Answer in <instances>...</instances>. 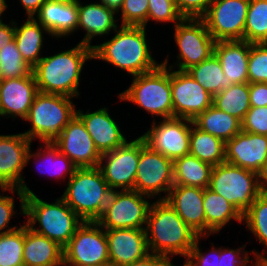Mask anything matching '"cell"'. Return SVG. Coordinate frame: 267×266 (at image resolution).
<instances>
[{"label": "cell", "mask_w": 267, "mask_h": 266, "mask_svg": "<svg viewBox=\"0 0 267 266\" xmlns=\"http://www.w3.org/2000/svg\"><path fill=\"white\" fill-rule=\"evenodd\" d=\"M189 153L203 162L216 166L225 162V142L200 130L192 123Z\"/></svg>", "instance_id": "34"}, {"label": "cell", "mask_w": 267, "mask_h": 266, "mask_svg": "<svg viewBox=\"0 0 267 266\" xmlns=\"http://www.w3.org/2000/svg\"><path fill=\"white\" fill-rule=\"evenodd\" d=\"M77 168L97 167L101 153L86 130L82 120L76 115L53 142Z\"/></svg>", "instance_id": "19"}, {"label": "cell", "mask_w": 267, "mask_h": 266, "mask_svg": "<svg viewBox=\"0 0 267 266\" xmlns=\"http://www.w3.org/2000/svg\"><path fill=\"white\" fill-rule=\"evenodd\" d=\"M247 228L250 235L248 243L254 238L262 250H250L256 259L267 257V194L261 193L243 214L242 226ZM250 236L252 240L250 239ZM258 250V251H257Z\"/></svg>", "instance_id": "31"}, {"label": "cell", "mask_w": 267, "mask_h": 266, "mask_svg": "<svg viewBox=\"0 0 267 266\" xmlns=\"http://www.w3.org/2000/svg\"><path fill=\"white\" fill-rule=\"evenodd\" d=\"M139 135L153 151L174 161L189 154L193 120L185 118L156 119Z\"/></svg>", "instance_id": "13"}, {"label": "cell", "mask_w": 267, "mask_h": 266, "mask_svg": "<svg viewBox=\"0 0 267 266\" xmlns=\"http://www.w3.org/2000/svg\"><path fill=\"white\" fill-rule=\"evenodd\" d=\"M25 196L26 194L19 188H0V235L11 232L23 224L24 220L18 221L19 224H12V220L18 218V216H25ZM15 199H18L20 203L18 204L19 209H16L15 203L18 201H15Z\"/></svg>", "instance_id": "37"}, {"label": "cell", "mask_w": 267, "mask_h": 266, "mask_svg": "<svg viewBox=\"0 0 267 266\" xmlns=\"http://www.w3.org/2000/svg\"><path fill=\"white\" fill-rule=\"evenodd\" d=\"M110 266H122L149 254L145 229L120 228L105 230Z\"/></svg>", "instance_id": "24"}, {"label": "cell", "mask_w": 267, "mask_h": 266, "mask_svg": "<svg viewBox=\"0 0 267 266\" xmlns=\"http://www.w3.org/2000/svg\"><path fill=\"white\" fill-rule=\"evenodd\" d=\"M209 188L227 199L242 214L261 194L256 172L227 162L213 166Z\"/></svg>", "instance_id": "9"}, {"label": "cell", "mask_w": 267, "mask_h": 266, "mask_svg": "<svg viewBox=\"0 0 267 266\" xmlns=\"http://www.w3.org/2000/svg\"><path fill=\"white\" fill-rule=\"evenodd\" d=\"M248 83H267V43L251 44Z\"/></svg>", "instance_id": "43"}, {"label": "cell", "mask_w": 267, "mask_h": 266, "mask_svg": "<svg viewBox=\"0 0 267 266\" xmlns=\"http://www.w3.org/2000/svg\"><path fill=\"white\" fill-rule=\"evenodd\" d=\"M130 139L121 147L103 153L99 169L112 190H133L140 159V136Z\"/></svg>", "instance_id": "14"}, {"label": "cell", "mask_w": 267, "mask_h": 266, "mask_svg": "<svg viewBox=\"0 0 267 266\" xmlns=\"http://www.w3.org/2000/svg\"><path fill=\"white\" fill-rule=\"evenodd\" d=\"M34 18L49 31L54 43L59 38L68 40L78 33V0H47Z\"/></svg>", "instance_id": "22"}, {"label": "cell", "mask_w": 267, "mask_h": 266, "mask_svg": "<svg viewBox=\"0 0 267 266\" xmlns=\"http://www.w3.org/2000/svg\"><path fill=\"white\" fill-rule=\"evenodd\" d=\"M148 4L149 0H124L117 13L119 24L147 28Z\"/></svg>", "instance_id": "44"}, {"label": "cell", "mask_w": 267, "mask_h": 266, "mask_svg": "<svg viewBox=\"0 0 267 266\" xmlns=\"http://www.w3.org/2000/svg\"><path fill=\"white\" fill-rule=\"evenodd\" d=\"M39 196L36 192L25 196L24 223L64 248L84 221L60 196L51 202Z\"/></svg>", "instance_id": "4"}, {"label": "cell", "mask_w": 267, "mask_h": 266, "mask_svg": "<svg viewBox=\"0 0 267 266\" xmlns=\"http://www.w3.org/2000/svg\"><path fill=\"white\" fill-rule=\"evenodd\" d=\"M64 264L110 266L105 229L96 221H84L63 248Z\"/></svg>", "instance_id": "11"}, {"label": "cell", "mask_w": 267, "mask_h": 266, "mask_svg": "<svg viewBox=\"0 0 267 266\" xmlns=\"http://www.w3.org/2000/svg\"><path fill=\"white\" fill-rule=\"evenodd\" d=\"M243 40L251 44L267 43V0H250Z\"/></svg>", "instance_id": "38"}, {"label": "cell", "mask_w": 267, "mask_h": 266, "mask_svg": "<svg viewBox=\"0 0 267 266\" xmlns=\"http://www.w3.org/2000/svg\"><path fill=\"white\" fill-rule=\"evenodd\" d=\"M173 117L194 120L212 105L211 96L187 71L170 68Z\"/></svg>", "instance_id": "17"}, {"label": "cell", "mask_w": 267, "mask_h": 266, "mask_svg": "<svg viewBox=\"0 0 267 266\" xmlns=\"http://www.w3.org/2000/svg\"><path fill=\"white\" fill-rule=\"evenodd\" d=\"M204 239L209 238L208 236H199L196 239L190 253L181 261L183 262L182 266H219L220 246H216L215 242H210L211 247L204 251L202 249L204 246H201Z\"/></svg>", "instance_id": "42"}, {"label": "cell", "mask_w": 267, "mask_h": 266, "mask_svg": "<svg viewBox=\"0 0 267 266\" xmlns=\"http://www.w3.org/2000/svg\"><path fill=\"white\" fill-rule=\"evenodd\" d=\"M213 166L190 153L173 161L174 185L207 188Z\"/></svg>", "instance_id": "33"}, {"label": "cell", "mask_w": 267, "mask_h": 266, "mask_svg": "<svg viewBox=\"0 0 267 266\" xmlns=\"http://www.w3.org/2000/svg\"><path fill=\"white\" fill-rule=\"evenodd\" d=\"M251 107L267 106V83H249Z\"/></svg>", "instance_id": "48"}, {"label": "cell", "mask_w": 267, "mask_h": 266, "mask_svg": "<svg viewBox=\"0 0 267 266\" xmlns=\"http://www.w3.org/2000/svg\"><path fill=\"white\" fill-rule=\"evenodd\" d=\"M153 199L135 190H113L101 217L96 221L105 230L145 229Z\"/></svg>", "instance_id": "10"}, {"label": "cell", "mask_w": 267, "mask_h": 266, "mask_svg": "<svg viewBox=\"0 0 267 266\" xmlns=\"http://www.w3.org/2000/svg\"><path fill=\"white\" fill-rule=\"evenodd\" d=\"M23 262L24 266H58L64 263L63 247L24 223Z\"/></svg>", "instance_id": "30"}, {"label": "cell", "mask_w": 267, "mask_h": 266, "mask_svg": "<svg viewBox=\"0 0 267 266\" xmlns=\"http://www.w3.org/2000/svg\"><path fill=\"white\" fill-rule=\"evenodd\" d=\"M182 19L183 16L178 12L174 0H149L147 29L151 28L153 22V25L161 24V26L170 23L174 27Z\"/></svg>", "instance_id": "41"}, {"label": "cell", "mask_w": 267, "mask_h": 266, "mask_svg": "<svg viewBox=\"0 0 267 266\" xmlns=\"http://www.w3.org/2000/svg\"><path fill=\"white\" fill-rule=\"evenodd\" d=\"M245 243L233 248L220 245L219 266H256L257 259L246 249L248 241Z\"/></svg>", "instance_id": "45"}, {"label": "cell", "mask_w": 267, "mask_h": 266, "mask_svg": "<svg viewBox=\"0 0 267 266\" xmlns=\"http://www.w3.org/2000/svg\"><path fill=\"white\" fill-rule=\"evenodd\" d=\"M203 207L206 218V236L209 238L223 233L226 226L231 227L233 221L237 226H239L238 224L242 225L243 214L227 199L209 187L204 189Z\"/></svg>", "instance_id": "29"}, {"label": "cell", "mask_w": 267, "mask_h": 266, "mask_svg": "<svg viewBox=\"0 0 267 266\" xmlns=\"http://www.w3.org/2000/svg\"><path fill=\"white\" fill-rule=\"evenodd\" d=\"M267 159V135L241 131L225 142V162L258 172Z\"/></svg>", "instance_id": "23"}, {"label": "cell", "mask_w": 267, "mask_h": 266, "mask_svg": "<svg viewBox=\"0 0 267 266\" xmlns=\"http://www.w3.org/2000/svg\"><path fill=\"white\" fill-rule=\"evenodd\" d=\"M39 147V148H38ZM35 151L31 148L29 149L26 156V167L29 164L35 166V172L39 175L47 177L58 183V181L67 183V181L73 176L76 166L73 162L63 153L53 143H38ZM33 163H30V162ZM38 170V171H37Z\"/></svg>", "instance_id": "26"}, {"label": "cell", "mask_w": 267, "mask_h": 266, "mask_svg": "<svg viewBox=\"0 0 267 266\" xmlns=\"http://www.w3.org/2000/svg\"><path fill=\"white\" fill-rule=\"evenodd\" d=\"M126 90L117 93V102L133 104L144 114L151 115V121L173 118V100L170 83V68L160 64L156 69L132 76ZM139 107V108H138Z\"/></svg>", "instance_id": "5"}, {"label": "cell", "mask_w": 267, "mask_h": 266, "mask_svg": "<svg viewBox=\"0 0 267 266\" xmlns=\"http://www.w3.org/2000/svg\"><path fill=\"white\" fill-rule=\"evenodd\" d=\"M94 1V2H92ZM78 0V27L83 37L78 42L93 48V41L109 37L119 26L117 13L98 0Z\"/></svg>", "instance_id": "21"}, {"label": "cell", "mask_w": 267, "mask_h": 266, "mask_svg": "<svg viewBox=\"0 0 267 266\" xmlns=\"http://www.w3.org/2000/svg\"><path fill=\"white\" fill-rule=\"evenodd\" d=\"M76 115L84 123L86 130L90 134L98 151L103 154L123 146L129 139L127 131L121 127V121L115 119L109 111V106H100L96 110L86 108L78 109ZM121 124V126H120ZM123 129V130H122ZM126 132V133H125Z\"/></svg>", "instance_id": "18"}, {"label": "cell", "mask_w": 267, "mask_h": 266, "mask_svg": "<svg viewBox=\"0 0 267 266\" xmlns=\"http://www.w3.org/2000/svg\"><path fill=\"white\" fill-rule=\"evenodd\" d=\"M251 43L244 40L217 41L214 54L231 84L248 83V59Z\"/></svg>", "instance_id": "28"}, {"label": "cell", "mask_w": 267, "mask_h": 266, "mask_svg": "<svg viewBox=\"0 0 267 266\" xmlns=\"http://www.w3.org/2000/svg\"><path fill=\"white\" fill-rule=\"evenodd\" d=\"M26 18L34 17L47 0H17ZM25 10V11H24Z\"/></svg>", "instance_id": "51"}, {"label": "cell", "mask_w": 267, "mask_h": 266, "mask_svg": "<svg viewBox=\"0 0 267 266\" xmlns=\"http://www.w3.org/2000/svg\"><path fill=\"white\" fill-rule=\"evenodd\" d=\"M145 234L149 253L167 257L172 262L174 259V263L179 257L186 258L199 237L164 199L152 201Z\"/></svg>", "instance_id": "3"}, {"label": "cell", "mask_w": 267, "mask_h": 266, "mask_svg": "<svg viewBox=\"0 0 267 266\" xmlns=\"http://www.w3.org/2000/svg\"><path fill=\"white\" fill-rule=\"evenodd\" d=\"M250 0H214L202 17L217 41L243 40Z\"/></svg>", "instance_id": "16"}, {"label": "cell", "mask_w": 267, "mask_h": 266, "mask_svg": "<svg viewBox=\"0 0 267 266\" xmlns=\"http://www.w3.org/2000/svg\"><path fill=\"white\" fill-rule=\"evenodd\" d=\"M150 31L152 30L144 26L120 25L112 33L113 35H110L111 37L94 44L92 48L94 63L96 60L102 61L104 65L107 63L108 66L125 72L127 77L156 69L161 61H157L153 55L155 53L151 42L153 39L148 38Z\"/></svg>", "instance_id": "1"}, {"label": "cell", "mask_w": 267, "mask_h": 266, "mask_svg": "<svg viewBox=\"0 0 267 266\" xmlns=\"http://www.w3.org/2000/svg\"><path fill=\"white\" fill-rule=\"evenodd\" d=\"M7 1L8 0H0V21L7 17L6 11L8 12V9L10 7Z\"/></svg>", "instance_id": "54"}, {"label": "cell", "mask_w": 267, "mask_h": 266, "mask_svg": "<svg viewBox=\"0 0 267 266\" xmlns=\"http://www.w3.org/2000/svg\"><path fill=\"white\" fill-rule=\"evenodd\" d=\"M58 266H67L66 264H64V263H62V264H60V265H58Z\"/></svg>", "instance_id": "57"}, {"label": "cell", "mask_w": 267, "mask_h": 266, "mask_svg": "<svg viewBox=\"0 0 267 266\" xmlns=\"http://www.w3.org/2000/svg\"><path fill=\"white\" fill-rule=\"evenodd\" d=\"M242 122V131L267 135V106L250 107Z\"/></svg>", "instance_id": "46"}, {"label": "cell", "mask_w": 267, "mask_h": 266, "mask_svg": "<svg viewBox=\"0 0 267 266\" xmlns=\"http://www.w3.org/2000/svg\"><path fill=\"white\" fill-rule=\"evenodd\" d=\"M212 105L243 120L250 109L249 83L232 84L213 96Z\"/></svg>", "instance_id": "36"}, {"label": "cell", "mask_w": 267, "mask_h": 266, "mask_svg": "<svg viewBox=\"0 0 267 266\" xmlns=\"http://www.w3.org/2000/svg\"><path fill=\"white\" fill-rule=\"evenodd\" d=\"M38 92L33 72L22 78L4 79L0 83V121L5 118L23 122Z\"/></svg>", "instance_id": "20"}, {"label": "cell", "mask_w": 267, "mask_h": 266, "mask_svg": "<svg viewBox=\"0 0 267 266\" xmlns=\"http://www.w3.org/2000/svg\"><path fill=\"white\" fill-rule=\"evenodd\" d=\"M172 262L169 258L157 255L154 253H149L144 258L136 260L133 263L125 264L122 266H172Z\"/></svg>", "instance_id": "49"}, {"label": "cell", "mask_w": 267, "mask_h": 266, "mask_svg": "<svg viewBox=\"0 0 267 266\" xmlns=\"http://www.w3.org/2000/svg\"><path fill=\"white\" fill-rule=\"evenodd\" d=\"M173 185V161L153 151L140 137V159L133 190L160 200L167 197Z\"/></svg>", "instance_id": "12"}, {"label": "cell", "mask_w": 267, "mask_h": 266, "mask_svg": "<svg viewBox=\"0 0 267 266\" xmlns=\"http://www.w3.org/2000/svg\"><path fill=\"white\" fill-rule=\"evenodd\" d=\"M203 197L204 188L173 185L164 199L199 236H206Z\"/></svg>", "instance_id": "25"}, {"label": "cell", "mask_w": 267, "mask_h": 266, "mask_svg": "<svg viewBox=\"0 0 267 266\" xmlns=\"http://www.w3.org/2000/svg\"><path fill=\"white\" fill-rule=\"evenodd\" d=\"M0 64L4 79L26 77L29 76L33 70V68L23 60L15 40L0 49Z\"/></svg>", "instance_id": "40"}, {"label": "cell", "mask_w": 267, "mask_h": 266, "mask_svg": "<svg viewBox=\"0 0 267 266\" xmlns=\"http://www.w3.org/2000/svg\"><path fill=\"white\" fill-rule=\"evenodd\" d=\"M74 100L66 95L38 92L23 120L30 127L22 133L32 142L53 143L76 116Z\"/></svg>", "instance_id": "6"}, {"label": "cell", "mask_w": 267, "mask_h": 266, "mask_svg": "<svg viewBox=\"0 0 267 266\" xmlns=\"http://www.w3.org/2000/svg\"><path fill=\"white\" fill-rule=\"evenodd\" d=\"M61 48L62 50L57 53H46L33 67L38 91L80 99L81 82L85 81L81 77L84 75L83 70L86 69L87 62L93 60L92 47L77 42L67 49Z\"/></svg>", "instance_id": "2"}, {"label": "cell", "mask_w": 267, "mask_h": 266, "mask_svg": "<svg viewBox=\"0 0 267 266\" xmlns=\"http://www.w3.org/2000/svg\"><path fill=\"white\" fill-rule=\"evenodd\" d=\"M211 96L232 85L224 75L222 66L213 53L209 58L186 70Z\"/></svg>", "instance_id": "35"}, {"label": "cell", "mask_w": 267, "mask_h": 266, "mask_svg": "<svg viewBox=\"0 0 267 266\" xmlns=\"http://www.w3.org/2000/svg\"><path fill=\"white\" fill-rule=\"evenodd\" d=\"M10 19L11 21L7 20V18L0 21V49L14 40L15 19Z\"/></svg>", "instance_id": "50"}, {"label": "cell", "mask_w": 267, "mask_h": 266, "mask_svg": "<svg viewBox=\"0 0 267 266\" xmlns=\"http://www.w3.org/2000/svg\"><path fill=\"white\" fill-rule=\"evenodd\" d=\"M63 185L60 197L83 221H97L113 191L98 166L76 168Z\"/></svg>", "instance_id": "7"}, {"label": "cell", "mask_w": 267, "mask_h": 266, "mask_svg": "<svg viewBox=\"0 0 267 266\" xmlns=\"http://www.w3.org/2000/svg\"><path fill=\"white\" fill-rule=\"evenodd\" d=\"M32 143L22 132L0 134V188H19L26 195L35 193L23 176Z\"/></svg>", "instance_id": "15"}, {"label": "cell", "mask_w": 267, "mask_h": 266, "mask_svg": "<svg viewBox=\"0 0 267 266\" xmlns=\"http://www.w3.org/2000/svg\"><path fill=\"white\" fill-rule=\"evenodd\" d=\"M193 124L200 130L222 139L224 142L242 131V122L213 105L199 114Z\"/></svg>", "instance_id": "32"}, {"label": "cell", "mask_w": 267, "mask_h": 266, "mask_svg": "<svg viewBox=\"0 0 267 266\" xmlns=\"http://www.w3.org/2000/svg\"><path fill=\"white\" fill-rule=\"evenodd\" d=\"M24 223L17 229L0 235V266H24Z\"/></svg>", "instance_id": "39"}, {"label": "cell", "mask_w": 267, "mask_h": 266, "mask_svg": "<svg viewBox=\"0 0 267 266\" xmlns=\"http://www.w3.org/2000/svg\"><path fill=\"white\" fill-rule=\"evenodd\" d=\"M256 266H267V257L257 259Z\"/></svg>", "instance_id": "55"}, {"label": "cell", "mask_w": 267, "mask_h": 266, "mask_svg": "<svg viewBox=\"0 0 267 266\" xmlns=\"http://www.w3.org/2000/svg\"><path fill=\"white\" fill-rule=\"evenodd\" d=\"M98 1L101 2L107 8L114 10L116 13L119 12L124 2V0H98Z\"/></svg>", "instance_id": "53"}, {"label": "cell", "mask_w": 267, "mask_h": 266, "mask_svg": "<svg viewBox=\"0 0 267 266\" xmlns=\"http://www.w3.org/2000/svg\"><path fill=\"white\" fill-rule=\"evenodd\" d=\"M171 29L170 33L173 34L171 38L178 52L176 55L171 56L167 53V56H163L161 64L165 67L186 71L214 53L216 41L210 35L202 18H183ZM173 56L175 57L172 58ZM172 59L173 63H169Z\"/></svg>", "instance_id": "8"}, {"label": "cell", "mask_w": 267, "mask_h": 266, "mask_svg": "<svg viewBox=\"0 0 267 266\" xmlns=\"http://www.w3.org/2000/svg\"><path fill=\"white\" fill-rule=\"evenodd\" d=\"M257 178L261 193L267 194V159L257 172Z\"/></svg>", "instance_id": "52"}, {"label": "cell", "mask_w": 267, "mask_h": 266, "mask_svg": "<svg viewBox=\"0 0 267 266\" xmlns=\"http://www.w3.org/2000/svg\"><path fill=\"white\" fill-rule=\"evenodd\" d=\"M214 0H174L183 18H202Z\"/></svg>", "instance_id": "47"}, {"label": "cell", "mask_w": 267, "mask_h": 266, "mask_svg": "<svg viewBox=\"0 0 267 266\" xmlns=\"http://www.w3.org/2000/svg\"><path fill=\"white\" fill-rule=\"evenodd\" d=\"M23 19L24 23L20 22L21 24L17 22L18 19L15 20L14 40L23 60L33 68L44 56L43 53H46L44 48L47 44L50 46L49 43H45L46 40L49 38L53 40V37L34 17H24Z\"/></svg>", "instance_id": "27"}, {"label": "cell", "mask_w": 267, "mask_h": 266, "mask_svg": "<svg viewBox=\"0 0 267 266\" xmlns=\"http://www.w3.org/2000/svg\"><path fill=\"white\" fill-rule=\"evenodd\" d=\"M4 80V76H3V70L0 64V83Z\"/></svg>", "instance_id": "56"}]
</instances>
